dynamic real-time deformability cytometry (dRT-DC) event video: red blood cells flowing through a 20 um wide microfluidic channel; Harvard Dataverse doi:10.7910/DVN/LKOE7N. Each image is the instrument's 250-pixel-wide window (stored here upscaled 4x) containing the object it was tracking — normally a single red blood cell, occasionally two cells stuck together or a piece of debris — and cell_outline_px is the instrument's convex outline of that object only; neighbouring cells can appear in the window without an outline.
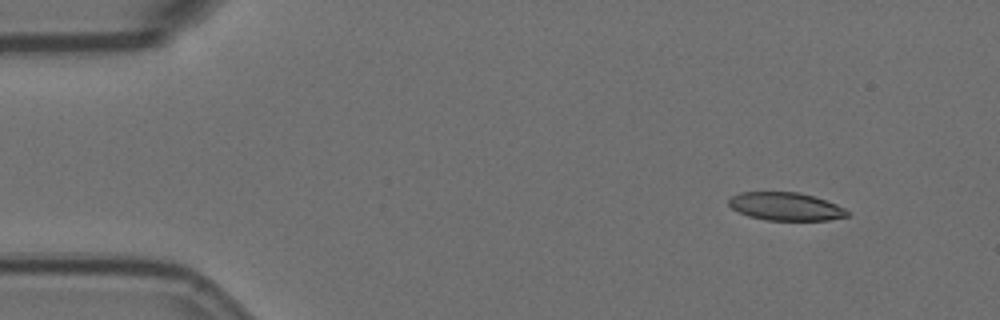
{"species": "Egyptian fruit bat (a non-hibernating species)", "species_latin": "Rousettus aegyptiacus", "temperature_condition": "room temperature", "stored_images_in_passage": 2, "camera_frame_rate_fps": 3000, "um_per_image_px": 0.085, "animal": {"sex": "female"}, "frame": {"image": 1, "passage_image": 2, "time_ms": 0.333, "image_size_px": [1000, 320], "cell_outline_px": [[848, 216], [828, 220], [764, 220], [748, 216], [732, 208], [728, 204], [728, 200], [732, 196], [740, 192], [800, 192], [836, 204], [844, 208], [848, 212]], "centroid_in_image_um": [66.76, 17.55], "position_along_channel_um": 18.2, "area_um2": 19.25}}